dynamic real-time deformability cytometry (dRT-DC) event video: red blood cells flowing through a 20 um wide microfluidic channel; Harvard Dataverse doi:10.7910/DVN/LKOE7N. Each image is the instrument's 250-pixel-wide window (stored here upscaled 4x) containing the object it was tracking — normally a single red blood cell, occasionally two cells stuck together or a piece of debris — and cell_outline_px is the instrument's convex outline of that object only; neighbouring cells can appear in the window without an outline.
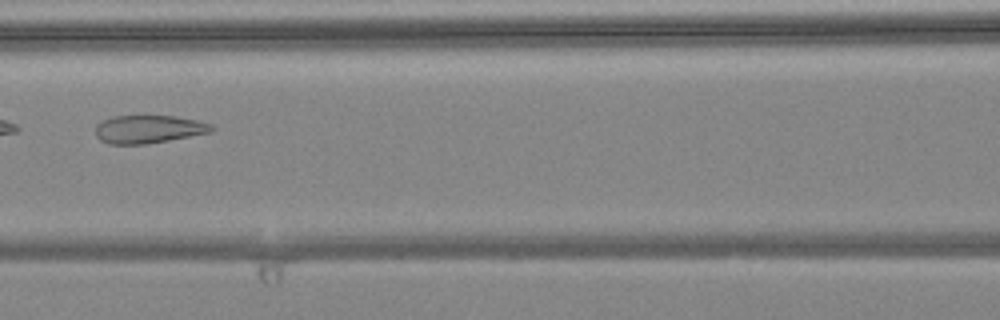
{"species": "common noctule bat (a hibernating species)", "species_latin": "Nyctalus noctula", "temperature_condition": "warm", "stored_images_in_passage": 6, "camera_frame_rate_fps": 3000, "um_per_image_px": 0.085, "animal": {"sex": "female", "body_mass_g": 24.6, "forearm_length_mm": 56.2}, "frame": {"image": 1, "passage_image": 6, "time_ms": 1.667, "image_size_px": [1000, 320], "cell_outline_px": [[216, 128], [212, 132], [148, 144], [108, 144], [100, 140], [96, 136], [96, 124], [112, 116], [176, 116], [196, 120], [212, 124]], "centroid_in_image_um": [12.64, 10.98], "position_along_channel_um": 154.0, "area_um2": 19.07}}